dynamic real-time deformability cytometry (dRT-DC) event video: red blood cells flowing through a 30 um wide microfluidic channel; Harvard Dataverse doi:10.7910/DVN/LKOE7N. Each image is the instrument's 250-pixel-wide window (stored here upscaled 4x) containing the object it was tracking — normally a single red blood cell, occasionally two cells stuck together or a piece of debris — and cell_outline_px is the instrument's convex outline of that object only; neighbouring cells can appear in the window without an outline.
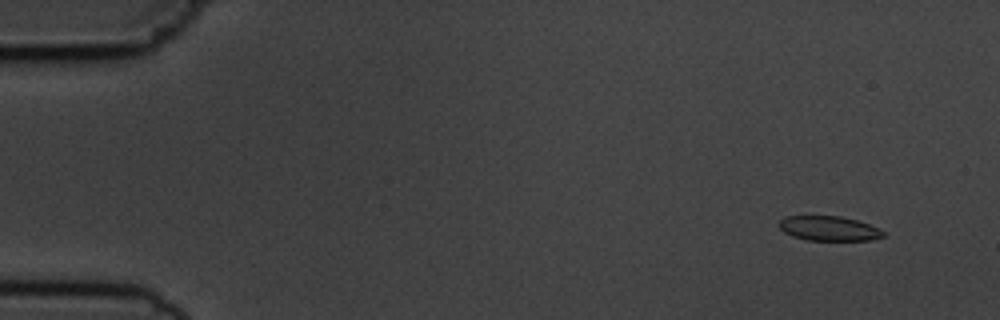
{"species": "common noctule bat (a hibernating species)", "species_latin": "Nyctalus noctula", "temperature_condition": "cold", "stored_images_in_passage": 6, "camera_frame_rate_fps": 3000, "um_per_image_px": 0.085, "animal": {"sex": "male", "body_mass_g": 19.5, "forearm_length_mm": 54.6}, "frame": {"image": 1, "passage_image": 2, "time_ms": 1.333, "image_size_px": [1000, 320], "cell_outline_px": [[884, 236], [868, 240], [808, 240], [792, 236], [784, 232], [780, 228], [780, 220], [788, 216], [840, 216], [856, 220], [880, 228], [884, 232]], "centroid_in_image_um": [70.46, 19.42], "position_along_channel_um": 14.5, "area_um2": 14.8}}
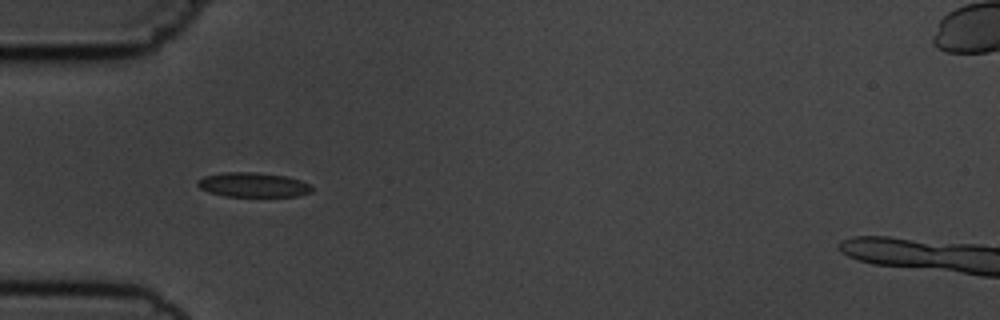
{"frame": {"image": 2, "passage_image": 5, "time_ms": 5.667, "image_size_px": [1000, 320], "cell_outline_px": [[312, 192], [296, 196], [224, 196], [208, 192], [200, 188], [196, 184], [196, 180], [204, 176], [224, 172], [252, 172], [288, 176], [312, 184]], "centroid_in_image_um": [21.51, 15.7], "position_along_channel_um": 63.5, "area_um2": 16.47}}
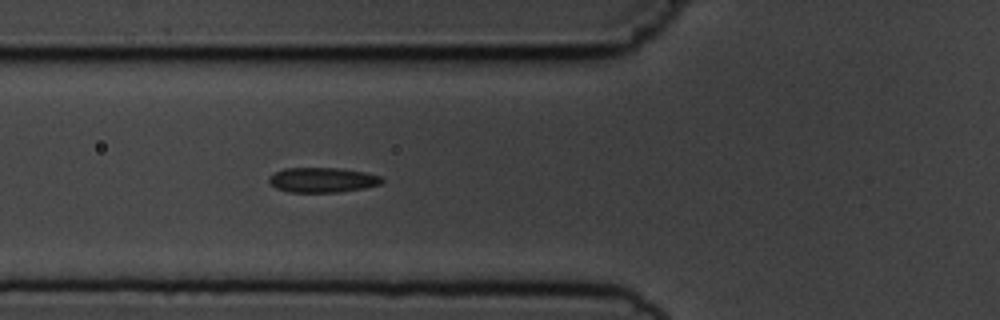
{"frame": {"image": 3, "passage_image": 6, "time_ms": 6.667, "image_size_px": [1000, 320], "cell_outline_px": [[384, 180], [380, 184], [364, 188], [340, 192], [288, 192], [276, 188], [268, 180], [268, 176], [284, 168], [340, 168], [364, 172], [380, 176]], "centroid_in_image_um": [27.39, 15.29], "position_along_channel_um": 98.4, "area_um2": 16.36}}